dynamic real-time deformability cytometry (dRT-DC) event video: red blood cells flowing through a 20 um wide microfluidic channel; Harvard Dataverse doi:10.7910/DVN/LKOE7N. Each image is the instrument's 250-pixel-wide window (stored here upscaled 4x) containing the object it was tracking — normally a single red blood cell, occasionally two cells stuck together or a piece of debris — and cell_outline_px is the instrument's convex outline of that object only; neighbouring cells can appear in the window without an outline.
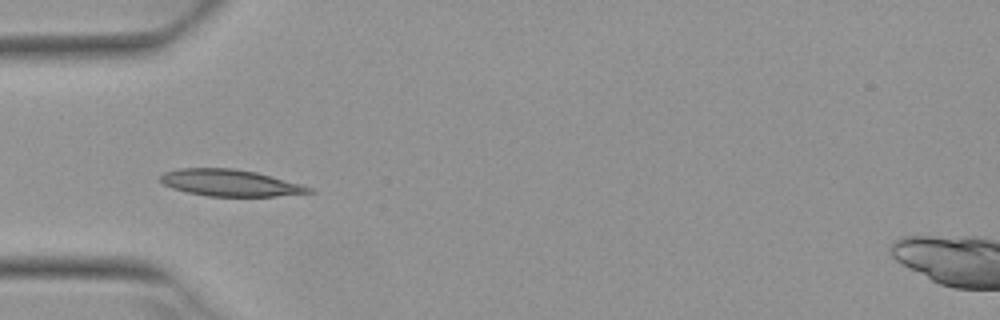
{"species": "Egyptian fruit bat (a non-hibernating species)", "species_latin": "Rousettus aegyptiacus", "temperature_condition": "warm", "stored_images_in_passage": 6, "camera_frame_rate_fps": 3000, "um_per_image_px": 0.085, "animal": {"sex": "female"}, "frame": {"image": 1, "passage_image": 4, "time_ms": 1.0, "image_size_px": [1000, 320], "cell_outline_px": [[316, 192], [276, 196], [208, 196], [188, 192], [172, 188], [164, 184], [160, 180], [160, 176], [164, 172], [180, 168], [232, 168], [256, 172], [300, 184], [312, 188]], "centroid_in_image_um": [19.55, 15.54], "position_along_channel_um": 65.4, "area_um2": 22.89}}
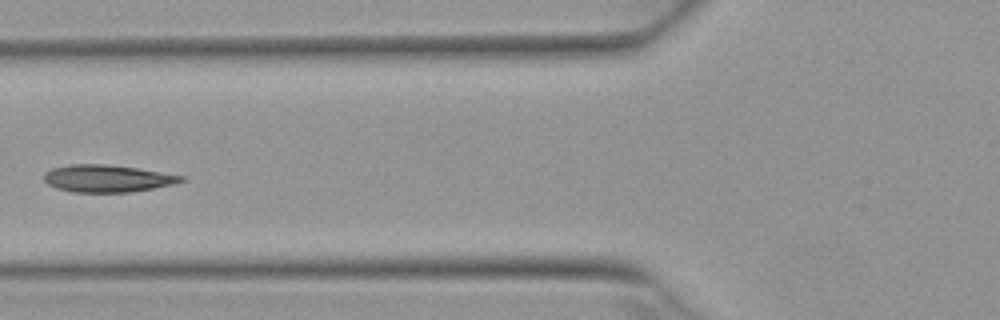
{"frame": {"image": 2, "passage_image": 5, "time_ms": 1.333, "image_size_px": [1000, 320], "cell_outline_px": [[188, 180], [176, 184], [128, 192], [72, 192], [56, 188], [48, 184], [44, 180], [44, 172], [52, 168], [72, 164], [108, 164], [136, 168], [184, 176]], "centroid_in_image_um": [9.12, 15.17], "position_along_channel_um": 116.7, "area_um2": 21.79}}
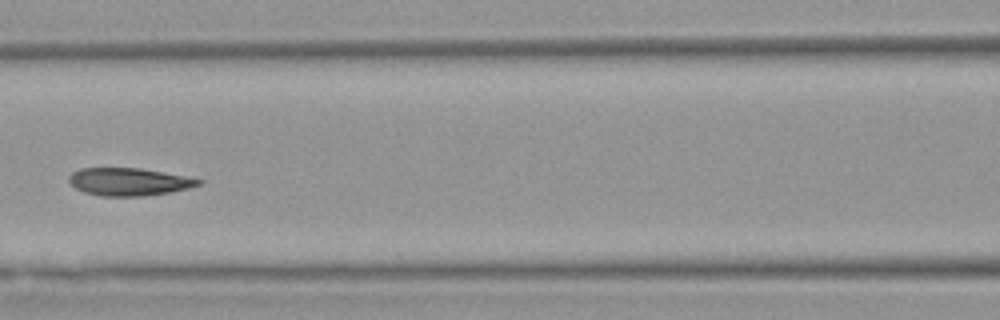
{"frame": {"image": 3, "passage_image": 6, "time_ms": 1.667, "image_size_px": [1000, 320], "cell_outline_px": [[204, 180], [200, 184], [188, 188], [172, 192], [144, 196], [100, 196], [84, 192], [76, 188], [68, 180], [68, 176], [72, 172], [80, 168], [140, 168], [184, 176]], "centroid_in_image_um": [10.94, 15.45], "position_along_channel_um": 155.7, "area_um2": 20.87}}